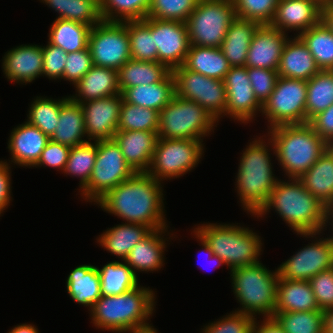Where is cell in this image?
Masks as SVG:
<instances>
[{
	"mask_svg": "<svg viewBox=\"0 0 333 333\" xmlns=\"http://www.w3.org/2000/svg\"><path fill=\"white\" fill-rule=\"evenodd\" d=\"M135 172L127 164L114 139L97 141V155L88 185L79 193L85 202L96 204L110 190Z\"/></svg>",
	"mask_w": 333,
	"mask_h": 333,
	"instance_id": "8fae6325",
	"label": "cell"
},
{
	"mask_svg": "<svg viewBox=\"0 0 333 333\" xmlns=\"http://www.w3.org/2000/svg\"><path fill=\"white\" fill-rule=\"evenodd\" d=\"M323 4L333 5V0H324Z\"/></svg>",
	"mask_w": 333,
	"mask_h": 333,
	"instance_id": "003e7915",
	"label": "cell"
},
{
	"mask_svg": "<svg viewBox=\"0 0 333 333\" xmlns=\"http://www.w3.org/2000/svg\"><path fill=\"white\" fill-rule=\"evenodd\" d=\"M183 66L188 70L218 80H223L231 68L220 47L194 45H190Z\"/></svg>",
	"mask_w": 333,
	"mask_h": 333,
	"instance_id": "836d02e7",
	"label": "cell"
},
{
	"mask_svg": "<svg viewBox=\"0 0 333 333\" xmlns=\"http://www.w3.org/2000/svg\"><path fill=\"white\" fill-rule=\"evenodd\" d=\"M299 37L320 70H333V32L322 21L302 32Z\"/></svg>",
	"mask_w": 333,
	"mask_h": 333,
	"instance_id": "60d3db41",
	"label": "cell"
},
{
	"mask_svg": "<svg viewBox=\"0 0 333 333\" xmlns=\"http://www.w3.org/2000/svg\"><path fill=\"white\" fill-rule=\"evenodd\" d=\"M91 26L66 20L55 19L48 34V43L62 48L66 53L84 50L88 47Z\"/></svg>",
	"mask_w": 333,
	"mask_h": 333,
	"instance_id": "d590c367",
	"label": "cell"
},
{
	"mask_svg": "<svg viewBox=\"0 0 333 333\" xmlns=\"http://www.w3.org/2000/svg\"><path fill=\"white\" fill-rule=\"evenodd\" d=\"M317 310L320 309L309 281L278 278L274 315L277 312Z\"/></svg>",
	"mask_w": 333,
	"mask_h": 333,
	"instance_id": "83f0119b",
	"label": "cell"
},
{
	"mask_svg": "<svg viewBox=\"0 0 333 333\" xmlns=\"http://www.w3.org/2000/svg\"><path fill=\"white\" fill-rule=\"evenodd\" d=\"M247 75L255 97L263 105L275 88L279 77L277 70L247 67Z\"/></svg>",
	"mask_w": 333,
	"mask_h": 333,
	"instance_id": "f907efd6",
	"label": "cell"
},
{
	"mask_svg": "<svg viewBox=\"0 0 333 333\" xmlns=\"http://www.w3.org/2000/svg\"><path fill=\"white\" fill-rule=\"evenodd\" d=\"M238 18L270 25L279 0H232Z\"/></svg>",
	"mask_w": 333,
	"mask_h": 333,
	"instance_id": "c3c4849f",
	"label": "cell"
},
{
	"mask_svg": "<svg viewBox=\"0 0 333 333\" xmlns=\"http://www.w3.org/2000/svg\"><path fill=\"white\" fill-rule=\"evenodd\" d=\"M152 230L145 225L122 223L107 228L96 240L101 248L124 261L135 244L144 239Z\"/></svg>",
	"mask_w": 333,
	"mask_h": 333,
	"instance_id": "4dcf8cb0",
	"label": "cell"
},
{
	"mask_svg": "<svg viewBox=\"0 0 333 333\" xmlns=\"http://www.w3.org/2000/svg\"><path fill=\"white\" fill-rule=\"evenodd\" d=\"M170 73L171 71L159 62L129 59L118 69L119 89L122 94L127 88L163 81Z\"/></svg>",
	"mask_w": 333,
	"mask_h": 333,
	"instance_id": "e575fe53",
	"label": "cell"
},
{
	"mask_svg": "<svg viewBox=\"0 0 333 333\" xmlns=\"http://www.w3.org/2000/svg\"><path fill=\"white\" fill-rule=\"evenodd\" d=\"M267 133L274 143L278 165L287 178H299L330 147L309 123L278 125Z\"/></svg>",
	"mask_w": 333,
	"mask_h": 333,
	"instance_id": "5b68a950",
	"label": "cell"
},
{
	"mask_svg": "<svg viewBox=\"0 0 333 333\" xmlns=\"http://www.w3.org/2000/svg\"><path fill=\"white\" fill-rule=\"evenodd\" d=\"M322 5L318 0H279L270 26L299 36L321 22Z\"/></svg>",
	"mask_w": 333,
	"mask_h": 333,
	"instance_id": "d6986e66",
	"label": "cell"
},
{
	"mask_svg": "<svg viewBox=\"0 0 333 333\" xmlns=\"http://www.w3.org/2000/svg\"><path fill=\"white\" fill-rule=\"evenodd\" d=\"M320 310L333 307V267L314 275L310 280Z\"/></svg>",
	"mask_w": 333,
	"mask_h": 333,
	"instance_id": "db71d44e",
	"label": "cell"
},
{
	"mask_svg": "<svg viewBox=\"0 0 333 333\" xmlns=\"http://www.w3.org/2000/svg\"><path fill=\"white\" fill-rule=\"evenodd\" d=\"M233 294L240 304L234 311L252 317H273L276 307L278 270L271 271L261 261L230 271Z\"/></svg>",
	"mask_w": 333,
	"mask_h": 333,
	"instance_id": "52a82bcc",
	"label": "cell"
},
{
	"mask_svg": "<svg viewBox=\"0 0 333 333\" xmlns=\"http://www.w3.org/2000/svg\"><path fill=\"white\" fill-rule=\"evenodd\" d=\"M202 155L201 140L158 138L147 173L160 182L179 178L197 167Z\"/></svg>",
	"mask_w": 333,
	"mask_h": 333,
	"instance_id": "30bf717a",
	"label": "cell"
},
{
	"mask_svg": "<svg viewBox=\"0 0 333 333\" xmlns=\"http://www.w3.org/2000/svg\"><path fill=\"white\" fill-rule=\"evenodd\" d=\"M162 183L147 172H136L96 205L125 223L142 224L151 230L168 228Z\"/></svg>",
	"mask_w": 333,
	"mask_h": 333,
	"instance_id": "6da1fadb",
	"label": "cell"
},
{
	"mask_svg": "<svg viewBox=\"0 0 333 333\" xmlns=\"http://www.w3.org/2000/svg\"><path fill=\"white\" fill-rule=\"evenodd\" d=\"M259 26L257 21L238 17L231 22L220 46L231 67L245 66L250 43Z\"/></svg>",
	"mask_w": 333,
	"mask_h": 333,
	"instance_id": "f546056e",
	"label": "cell"
},
{
	"mask_svg": "<svg viewBox=\"0 0 333 333\" xmlns=\"http://www.w3.org/2000/svg\"><path fill=\"white\" fill-rule=\"evenodd\" d=\"M288 37L270 25H260L250 43L245 66L277 70Z\"/></svg>",
	"mask_w": 333,
	"mask_h": 333,
	"instance_id": "44dd1931",
	"label": "cell"
},
{
	"mask_svg": "<svg viewBox=\"0 0 333 333\" xmlns=\"http://www.w3.org/2000/svg\"><path fill=\"white\" fill-rule=\"evenodd\" d=\"M307 81L278 77L275 88L262 105L267 130L286 124L306 123Z\"/></svg>",
	"mask_w": 333,
	"mask_h": 333,
	"instance_id": "7c38bea8",
	"label": "cell"
},
{
	"mask_svg": "<svg viewBox=\"0 0 333 333\" xmlns=\"http://www.w3.org/2000/svg\"><path fill=\"white\" fill-rule=\"evenodd\" d=\"M8 333H39V330L34 324L23 323L15 325Z\"/></svg>",
	"mask_w": 333,
	"mask_h": 333,
	"instance_id": "be15d7a7",
	"label": "cell"
},
{
	"mask_svg": "<svg viewBox=\"0 0 333 333\" xmlns=\"http://www.w3.org/2000/svg\"><path fill=\"white\" fill-rule=\"evenodd\" d=\"M192 230H193L191 231L193 233L192 235H194L196 240L199 241V244H201L200 246H202L201 247L202 250H200V253L202 251L203 254H206V257L209 258L210 263L213 264V267L216 268L225 265L224 261L219 256L214 255L213 251L211 250L209 244L205 241V239L201 237L194 229Z\"/></svg>",
	"mask_w": 333,
	"mask_h": 333,
	"instance_id": "91938a15",
	"label": "cell"
},
{
	"mask_svg": "<svg viewBox=\"0 0 333 333\" xmlns=\"http://www.w3.org/2000/svg\"><path fill=\"white\" fill-rule=\"evenodd\" d=\"M50 138L39 128L25 121L14 127L8 139L9 165L33 167ZM12 163V164H11Z\"/></svg>",
	"mask_w": 333,
	"mask_h": 333,
	"instance_id": "7402d4cb",
	"label": "cell"
},
{
	"mask_svg": "<svg viewBox=\"0 0 333 333\" xmlns=\"http://www.w3.org/2000/svg\"><path fill=\"white\" fill-rule=\"evenodd\" d=\"M42 52L43 77L45 76L49 80H62L68 53L50 43H47L46 46L42 45Z\"/></svg>",
	"mask_w": 333,
	"mask_h": 333,
	"instance_id": "f5cc1de1",
	"label": "cell"
},
{
	"mask_svg": "<svg viewBox=\"0 0 333 333\" xmlns=\"http://www.w3.org/2000/svg\"><path fill=\"white\" fill-rule=\"evenodd\" d=\"M194 230L209 244L214 255L219 256L232 271L235 268L260 262L262 239L257 232L238 223H202Z\"/></svg>",
	"mask_w": 333,
	"mask_h": 333,
	"instance_id": "8992f818",
	"label": "cell"
},
{
	"mask_svg": "<svg viewBox=\"0 0 333 333\" xmlns=\"http://www.w3.org/2000/svg\"><path fill=\"white\" fill-rule=\"evenodd\" d=\"M122 96L129 104L160 112L175 96L174 77L170 73L163 81L127 88Z\"/></svg>",
	"mask_w": 333,
	"mask_h": 333,
	"instance_id": "d6a6232c",
	"label": "cell"
},
{
	"mask_svg": "<svg viewBox=\"0 0 333 333\" xmlns=\"http://www.w3.org/2000/svg\"><path fill=\"white\" fill-rule=\"evenodd\" d=\"M159 112L123 100L120 107L118 131H152L158 132Z\"/></svg>",
	"mask_w": 333,
	"mask_h": 333,
	"instance_id": "f6af8a7d",
	"label": "cell"
},
{
	"mask_svg": "<svg viewBox=\"0 0 333 333\" xmlns=\"http://www.w3.org/2000/svg\"><path fill=\"white\" fill-rule=\"evenodd\" d=\"M84 121V112L81 104L74 102L69 96L62 97L59 123L50 140L69 147L89 141L86 140L87 133Z\"/></svg>",
	"mask_w": 333,
	"mask_h": 333,
	"instance_id": "4316f807",
	"label": "cell"
},
{
	"mask_svg": "<svg viewBox=\"0 0 333 333\" xmlns=\"http://www.w3.org/2000/svg\"><path fill=\"white\" fill-rule=\"evenodd\" d=\"M151 34L158 50V62L170 71L184 65L190 48L186 24L151 18Z\"/></svg>",
	"mask_w": 333,
	"mask_h": 333,
	"instance_id": "e0dca14e",
	"label": "cell"
},
{
	"mask_svg": "<svg viewBox=\"0 0 333 333\" xmlns=\"http://www.w3.org/2000/svg\"><path fill=\"white\" fill-rule=\"evenodd\" d=\"M327 227L328 225H331L333 228V204L327 207V212H326V224ZM333 231V229L331 230ZM330 240L333 242V232L332 235H329Z\"/></svg>",
	"mask_w": 333,
	"mask_h": 333,
	"instance_id": "e7e4bbea",
	"label": "cell"
},
{
	"mask_svg": "<svg viewBox=\"0 0 333 333\" xmlns=\"http://www.w3.org/2000/svg\"><path fill=\"white\" fill-rule=\"evenodd\" d=\"M97 269L100 276L102 296L120 295L140 284L138 276L125 261L107 262V264L101 268L97 267Z\"/></svg>",
	"mask_w": 333,
	"mask_h": 333,
	"instance_id": "8d00e7d4",
	"label": "cell"
},
{
	"mask_svg": "<svg viewBox=\"0 0 333 333\" xmlns=\"http://www.w3.org/2000/svg\"><path fill=\"white\" fill-rule=\"evenodd\" d=\"M260 323V324H259ZM253 333H285L282 326L274 317H265L263 321L254 322Z\"/></svg>",
	"mask_w": 333,
	"mask_h": 333,
	"instance_id": "680465c9",
	"label": "cell"
},
{
	"mask_svg": "<svg viewBox=\"0 0 333 333\" xmlns=\"http://www.w3.org/2000/svg\"><path fill=\"white\" fill-rule=\"evenodd\" d=\"M62 107V98L35 97L29 106L26 121L39 128L49 138L54 133Z\"/></svg>",
	"mask_w": 333,
	"mask_h": 333,
	"instance_id": "7bdbcfd3",
	"label": "cell"
},
{
	"mask_svg": "<svg viewBox=\"0 0 333 333\" xmlns=\"http://www.w3.org/2000/svg\"><path fill=\"white\" fill-rule=\"evenodd\" d=\"M88 48L94 66L117 70L130 55V41L125 22L101 21L91 27Z\"/></svg>",
	"mask_w": 333,
	"mask_h": 333,
	"instance_id": "9a60e30c",
	"label": "cell"
},
{
	"mask_svg": "<svg viewBox=\"0 0 333 333\" xmlns=\"http://www.w3.org/2000/svg\"><path fill=\"white\" fill-rule=\"evenodd\" d=\"M201 328V333H253L255 317L232 311Z\"/></svg>",
	"mask_w": 333,
	"mask_h": 333,
	"instance_id": "681fc988",
	"label": "cell"
},
{
	"mask_svg": "<svg viewBox=\"0 0 333 333\" xmlns=\"http://www.w3.org/2000/svg\"><path fill=\"white\" fill-rule=\"evenodd\" d=\"M273 317L285 333H323V310L277 312Z\"/></svg>",
	"mask_w": 333,
	"mask_h": 333,
	"instance_id": "bcb514c9",
	"label": "cell"
},
{
	"mask_svg": "<svg viewBox=\"0 0 333 333\" xmlns=\"http://www.w3.org/2000/svg\"><path fill=\"white\" fill-rule=\"evenodd\" d=\"M226 87L227 104L225 116L244 125L253 123L262 104L255 97L246 66L231 67L223 79Z\"/></svg>",
	"mask_w": 333,
	"mask_h": 333,
	"instance_id": "2e32d148",
	"label": "cell"
},
{
	"mask_svg": "<svg viewBox=\"0 0 333 333\" xmlns=\"http://www.w3.org/2000/svg\"><path fill=\"white\" fill-rule=\"evenodd\" d=\"M11 181V166L6 160H0V217L13 200Z\"/></svg>",
	"mask_w": 333,
	"mask_h": 333,
	"instance_id": "6f0895ef",
	"label": "cell"
},
{
	"mask_svg": "<svg viewBox=\"0 0 333 333\" xmlns=\"http://www.w3.org/2000/svg\"><path fill=\"white\" fill-rule=\"evenodd\" d=\"M66 289L73 301L90 311L102 296L97 266L84 264L72 269L66 279Z\"/></svg>",
	"mask_w": 333,
	"mask_h": 333,
	"instance_id": "f1b7e54d",
	"label": "cell"
},
{
	"mask_svg": "<svg viewBox=\"0 0 333 333\" xmlns=\"http://www.w3.org/2000/svg\"><path fill=\"white\" fill-rule=\"evenodd\" d=\"M97 155V141H87L80 145L71 147L66 166L63 170L69 176L78 177L79 192H81L89 182L95 165Z\"/></svg>",
	"mask_w": 333,
	"mask_h": 333,
	"instance_id": "b9f144b4",
	"label": "cell"
},
{
	"mask_svg": "<svg viewBox=\"0 0 333 333\" xmlns=\"http://www.w3.org/2000/svg\"><path fill=\"white\" fill-rule=\"evenodd\" d=\"M316 233H297L300 237L311 238L312 243L297 250L295 254L278 266L279 278L285 280L309 281L314 275L333 267V242L329 236L320 238ZM313 238H315L313 240ZM319 238V239H318Z\"/></svg>",
	"mask_w": 333,
	"mask_h": 333,
	"instance_id": "5bb4252c",
	"label": "cell"
},
{
	"mask_svg": "<svg viewBox=\"0 0 333 333\" xmlns=\"http://www.w3.org/2000/svg\"><path fill=\"white\" fill-rule=\"evenodd\" d=\"M333 104V70H320L307 81L306 123Z\"/></svg>",
	"mask_w": 333,
	"mask_h": 333,
	"instance_id": "f35d334b",
	"label": "cell"
},
{
	"mask_svg": "<svg viewBox=\"0 0 333 333\" xmlns=\"http://www.w3.org/2000/svg\"><path fill=\"white\" fill-rule=\"evenodd\" d=\"M321 21L327 26V28L333 32V5H322Z\"/></svg>",
	"mask_w": 333,
	"mask_h": 333,
	"instance_id": "94428289",
	"label": "cell"
},
{
	"mask_svg": "<svg viewBox=\"0 0 333 333\" xmlns=\"http://www.w3.org/2000/svg\"><path fill=\"white\" fill-rule=\"evenodd\" d=\"M121 93L81 103L84 112L87 140L102 141L113 139L118 131Z\"/></svg>",
	"mask_w": 333,
	"mask_h": 333,
	"instance_id": "ac0fdd59",
	"label": "cell"
},
{
	"mask_svg": "<svg viewBox=\"0 0 333 333\" xmlns=\"http://www.w3.org/2000/svg\"><path fill=\"white\" fill-rule=\"evenodd\" d=\"M158 138L152 131H117L113 137L135 173L148 171Z\"/></svg>",
	"mask_w": 333,
	"mask_h": 333,
	"instance_id": "cb8c5ba5",
	"label": "cell"
},
{
	"mask_svg": "<svg viewBox=\"0 0 333 333\" xmlns=\"http://www.w3.org/2000/svg\"><path fill=\"white\" fill-rule=\"evenodd\" d=\"M218 122L193 100L177 95L159 112L158 137L203 141Z\"/></svg>",
	"mask_w": 333,
	"mask_h": 333,
	"instance_id": "ba28073f",
	"label": "cell"
},
{
	"mask_svg": "<svg viewBox=\"0 0 333 333\" xmlns=\"http://www.w3.org/2000/svg\"><path fill=\"white\" fill-rule=\"evenodd\" d=\"M200 0H151L147 17L185 23Z\"/></svg>",
	"mask_w": 333,
	"mask_h": 333,
	"instance_id": "7dc6e473",
	"label": "cell"
},
{
	"mask_svg": "<svg viewBox=\"0 0 333 333\" xmlns=\"http://www.w3.org/2000/svg\"><path fill=\"white\" fill-rule=\"evenodd\" d=\"M130 41L131 59L158 62V50L151 34V17L143 20L126 21Z\"/></svg>",
	"mask_w": 333,
	"mask_h": 333,
	"instance_id": "ab89813d",
	"label": "cell"
},
{
	"mask_svg": "<svg viewBox=\"0 0 333 333\" xmlns=\"http://www.w3.org/2000/svg\"><path fill=\"white\" fill-rule=\"evenodd\" d=\"M140 333H158V330L156 328H154V329L144 331V332H140Z\"/></svg>",
	"mask_w": 333,
	"mask_h": 333,
	"instance_id": "03108f58",
	"label": "cell"
},
{
	"mask_svg": "<svg viewBox=\"0 0 333 333\" xmlns=\"http://www.w3.org/2000/svg\"><path fill=\"white\" fill-rule=\"evenodd\" d=\"M71 147L49 140L41 152L38 162L33 167H50L64 170Z\"/></svg>",
	"mask_w": 333,
	"mask_h": 333,
	"instance_id": "11a10c76",
	"label": "cell"
},
{
	"mask_svg": "<svg viewBox=\"0 0 333 333\" xmlns=\"http://www.w3.org/2000/svg\"><path fill=\"white\" fill-rule=\"evenodd\" d=\"M270 210H275L296 234L327 230V207L308 191L298 178L280 179L265 205L254 217L262 219Z\"/></svg>",
	"mask_w": 333,
	"mask_h": 333,
	"instance_id": "3957f363",
	"label": "cell"
},
{
	"mask_svg": "<svg viewBox=\"0 0 333 333\" xmlns=\"http://www.w3.org/2000/svg\"><path fill=\"white\" fill-rule=\"evenodd\" d=\"M235 18L232 0H200L185 22L190 45L220 47Z\"/></svg>",
	"mask_w": 333,
	"mask_h": 333,
	"instance_id": "9c48e42d",
	"label": "cell"
},
{
	"mask_svg": "<svg viewBox=\"0 0 333 333\" xmlns=\"http://www.w3.org/2000/svg\"><path fill=\"white\" fill-rule=\"evenodd\" d=\"M57 12L56 19L80 22L91 27L102 21L100 4L96 0H40Z\"/></svg>",
	"mask_w": 333,
	"mask_h": 333,
	"instance_id": "74e56055",
	"label": "cell"
},
{
	"mask_svg": "<svg viewBox=\"0 0 333 333\" xmlns=\"http://www.w3.org/2000/svg\"><path fill=\"white\" fill-rule=\"evenodd\" d=\"M319 71L320 68L302 39L299 36H289L279 61L278 75L308 81Z\"/></svg>",
	"mask_w": 333,
	"mask_h": 333,
	"instance_id": "d4e9b609",
	"label": "cell"
},
{
	"mask_svg": "<svg viewBox=\"0 0 333 333\" xmlns=\"http://www.w3.org/2000/svg\"><path fill=\"white\" fill-rule=\"evenodd\" d=\"M151 0H100L103 21L125 22L147 17Z\"/></svg>",
	"mask_w": 333,
	"mask_h": 333,
	"instance_id": "ee69618b",
	"label": "cell"
},
{
	"mask_svg": "<svg viewBox=\"0 0 333 333\" xmlns=\"http://www.w3.org/2000/svg\"><path fill=\"white\" fill-rule=\"evenodd\" d=\"M264 137V138H263ZM267 140V143L265 141ZM275 146L266 135L254 138L243 149L238 165L235 190L243 210L255 216L267 202L271 191L280 180L275 176L271 154Z\"/></svg>",
	"mask_w": 333,
	"mask_h": 333,
	"instance_id": "277c9868",
	"label": "cell"
},
{
	"mask_svg": "<svg viewBox=\"0 0 333 333\" xmlns=\"http://www.w3.org/2000/svg\"><path fill=\"white\" fill-rule=\"evenodd\" d=\"M326 207L333 204V146H330L313 166L298 178Z\"/></svg>",
	"mask_w": 333,
	"mask_h": 333,
	"instance_id": "1f68e13d",
	"label": "cell"
},
{
	"mask_svg": "<svg viewBox=\"0 0 333 333\" xmlns=\"http://www.w3.org/2000/svg\"><path fill=\"white\" fill-rule=\"evenodd\" d=\"M92 56L89 48L68 53L64 66L63 80L75 85L92 67Z\"/></svg>",
	"mask_w": 333,
	"mask_h": 333,
	"instance_id": "816d5d0a",
	"label": "cell"
},
{
	"mask_svg": "<svg viewBox=\"0 0 333 333\" xmlns=\"http://www.w3.org/2000/svg\"><path fill=\"white\" fill-rule=\"evenodd\" d=\"M76 94L69 96L74 102L84 103L121 93L118 71L93 66L75 85Z\"/></svg>",
	"mask_w": 333,
	"mask_h": 333,
	"instance_id": "484cf974",
	"label": "cell"
},
{
	"mask_svg": "<svg viewBox=\"0 0 333 333\" xmlns=\"http://www.w3.org/2000/svg\"><path fill=\"white\" fill-rule=\"evenodd\" d=\"M308 123L323 140L333 146V104Z\"/></svg>",
	"mask_w": 333,
	"mask_h": 333,
	"instance_id": "9f6ffc18",
	"label": "cell"
},
{
	"mask_svg": "<svg viewBox=\"0 0 333 333\" xmlns=\"http://www.w3.org/2000/svg\"><path fill=\"white\" fill-rule=\"evenodd\" d=\"M323 333H333V307L323 310Z\"/></svg>",
	"mask_w": 333,
	"mask_h": 333,
	"instance_id": "6125c7cd",
	"label": "cell"
},
{
	"mask_svg": "<svg viewBox=\"0 0 333 333\" xmlns=\"http://www.w3.org/2000/svg\"><path fill=\"white\" fill-rule=\"evenodd\" d=\"M171 73L175 81V95L195 101L217 122L225 117L227 95L223 80L206 77L183 65L173 69Z\"/></svg>",
	"mask_w": 333,
	"mask_h": 333,
	"instance_id": "4fadbf2b",
	"label": "cell"
},
{
	"mask_svg": "<svg viewBox=\"0 0 333 333\" xmlns=\"http://www.w3.org/2000/svg\"><path fill=\"white\" fill-rule=\"evenodd\" d=\"M156 291L140 284L120 295L101 296L89 311L96 329L113 333H140L154 329Z\"/></svg>",
	"mask_w": 333,
	"mask_h": 333,
	"instance_id": "7a4b0ae2",
	"label": "cell"
},
{
	"mask_svg": "<svg viewBox=\"0 0 333 333\" xmlns=\"http://www.w3.org/2000/svg\"><path fill=\"white\" fill-rule=\"evenodd\" d=\"M2 72L8 81L26 85L43 76L42 45L22 44L2 57Z\"/></svg>",
	"mask_w": 333,
	"mask_h": 333,
	"instance_id": "ffe728a7",
	"label": "cell"
},
{
	"mask_svg": "<svg viewBox=\"0 0 333 333\" xmlns=\"http://www.w3.org/2000/svg\"><path fill=\"white\" fill-rule=\"evenodd\" d=\"M168 229L152 230L130 250L124 261L131 267L136 276L138 275L137 272H158L165 265L164 253L168 246V241L171 237L176 236L175 234L169 235L170 231ZM165 233L170 237H164Z\"/></svg>",
	"mask_w": 333,
	"mask_h": 333,
	"instance_id": "603a6c76",
	"label": "cell"
}]
</instances>
